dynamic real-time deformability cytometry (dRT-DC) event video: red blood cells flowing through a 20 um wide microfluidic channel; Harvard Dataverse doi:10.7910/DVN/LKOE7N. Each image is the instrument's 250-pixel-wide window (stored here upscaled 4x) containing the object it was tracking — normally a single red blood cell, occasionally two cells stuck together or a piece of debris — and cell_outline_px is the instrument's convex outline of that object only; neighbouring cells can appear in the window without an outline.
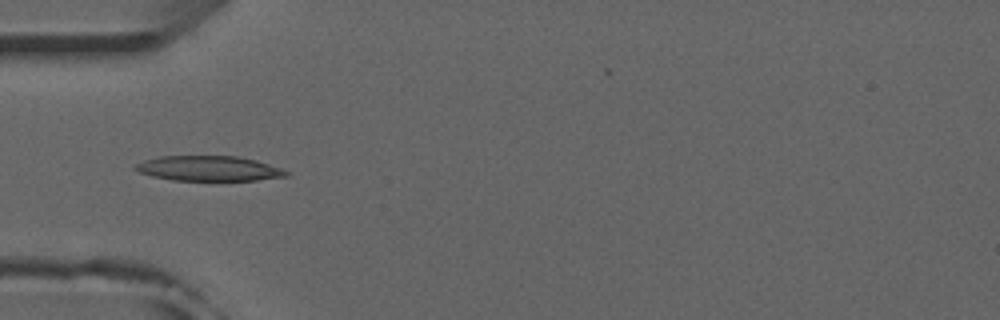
{"species": "common noctule bat (a hibernating species)", "species_latin": "Nyctalus noctula", "temperature_condition": "room temperature", "stored_images_in_passage": 43, "camera_frame_rate_fps": 3000, "um_per_image_px": 0.085, "animal": {"sex": "male", "forearm_length_mm": 52.5}, "frame": {"image": 1, "passage_image": 14, "time_ms": 4.333, "image_size_px": [1000, 320], "cell_outline_px": [[288, 176], [256, 180], [172, 180], [152, 176], [140, 172], [132, 168], [136, 164], [144, 160], [160, 156], [236, 156], [256, 160], [280, 168], [288, 172]], "centroid_in_image_um": [17.72, 14.31], "position_along_channel_um": 67.3, "area_um2": 21.85}}
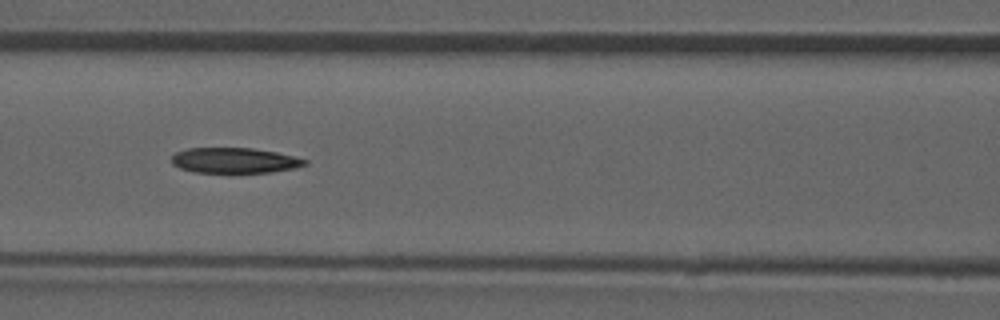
{"frame": {"image": 2, "passage_image": 20, "time_ms": 6.333, "image_size_px": [1000, 320], "cell_outline_px": [[308, 164], [296, 168], [272, 172], [196, 172], [180, 168], [172, 164], [172, 156], [176, 152], [188, 148], [252, 148], [276, 152], [308, 160]], "centroid_in_image_um": [19.95, 13.63], "position_along_channel_um": 146.6, "area_um2": 19.59}}
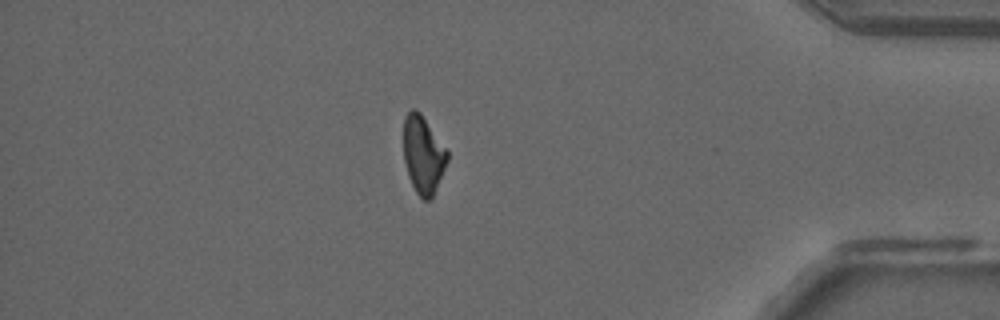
{"frame": {"image": 3, "passage_image": 42, "time_ms": 13.667, "image_size_px": [1000, 320], "cell_outline_px": [[448, 160], [432, 196], [428, 200], [424, 200], [416, 192], [408, 176], [404, 160], [404, 116], [412, 108], [416, 108], [420, 112], [448, 152]], "centroid_in_image_um": [35.95, 13.12], "position_along_channel_um": 399.3, "area_um2": 19.42}}